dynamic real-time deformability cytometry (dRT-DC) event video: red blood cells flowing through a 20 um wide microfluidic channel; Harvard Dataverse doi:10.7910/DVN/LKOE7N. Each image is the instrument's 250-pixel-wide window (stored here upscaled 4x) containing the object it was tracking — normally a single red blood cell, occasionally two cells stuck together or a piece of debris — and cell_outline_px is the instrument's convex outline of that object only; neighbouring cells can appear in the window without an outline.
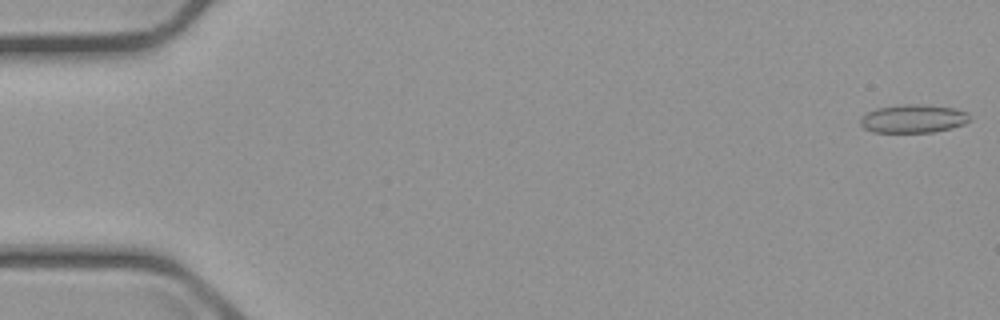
{"species": "common noctule bat (a hibernating species)", "species_latin": "Nyctalus noctula", "temperature_condition": "cold", "stored_images_in_passage": 5, "camera_frame_rate_fps": 3000, "um_per_image_px": 0.085, "animal": {"sex": "male", "body_mass_g": 23.1, "forearm_length_mm": 52.7}, "frame": {"image": 1, "passage_image": 1, "time_ms": 0.0, "image_size_px": [1000, 320], "cell_outline_px": [[968, 120], [964, 124], [952, 128], [932, 132], [872, 132], [864, 128], [860, 124], [860, 116], [876, 108], [900, 104], [924, 104], [956, 108], [968, 112]], "centroid_in_image_um": [77.6, 10.07], "position_along_channel_um": 7.4, "area_um2": 18.21}}
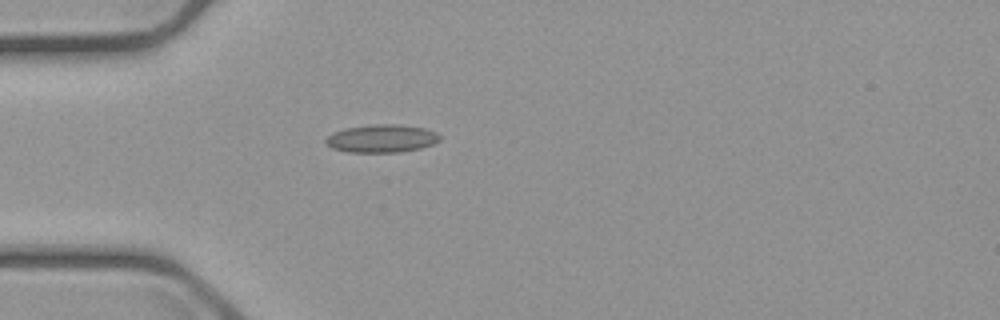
{"frame": {"image": 2, "passage_image": 5, "time_ms": 5.0, "image_size_px": [1000, 320], "cell_outline_px": [[440, 140], [432, 144], [420, 148], [400, 152], [348, 152], [332, 148], [324, 140], [328, 136], [336, 132], [348, 128], [376, 124], [400, 124], [424, 128], [436, 132], [440, 136]], "centroid_in_image_um": [32.48, 11.77], "position_along_channel_um": 52.5, "area_um2": 18.32}}